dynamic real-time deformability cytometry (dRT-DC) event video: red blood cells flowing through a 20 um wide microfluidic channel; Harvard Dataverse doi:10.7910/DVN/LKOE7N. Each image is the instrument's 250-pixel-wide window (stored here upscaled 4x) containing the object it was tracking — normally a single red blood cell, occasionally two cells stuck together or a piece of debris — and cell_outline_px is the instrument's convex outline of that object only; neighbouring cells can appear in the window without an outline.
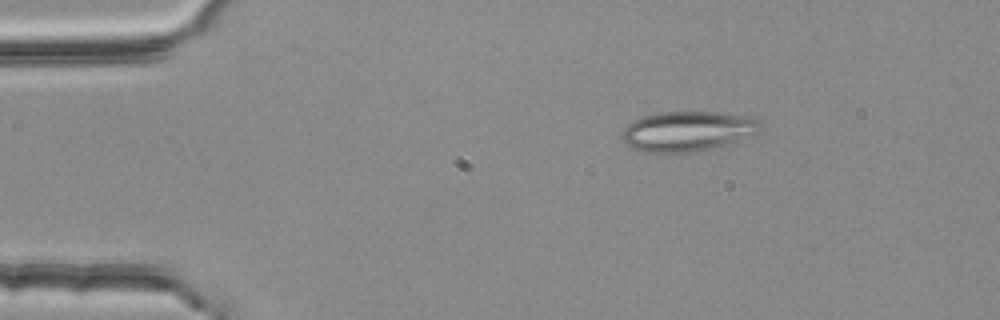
{"species": "common noctule bat (a hibernating species)", "species_latin": "Nyctalus noctula", "temperature_condition": "room temperature", "stored_images_in_passage": 46, "segment_of_instrument_passage": [1, 2], "camera_frame_rate_fps": 3000, "um_per_image_px": 0.085, "animal": {"sex": "female", "body_mass_g": 25.1}, "frame": {"image": 1, "passage_image": 1, "time_ms": 0.0, "image_size_px": [1000, 320], "cell_outline_px": [[760, 132], [716, 148], [692, 152], [644, 152], [632, 148], [624, 144], [620, 136], [624, 128], [632, 120], [644, 116], [660, 112], [716, 112], [748, 116], [760, 120]], "centroid_in_image_um": [58.42, 11.16], "position_along_channel_um": 26.6, "area_um2": 32.43}}